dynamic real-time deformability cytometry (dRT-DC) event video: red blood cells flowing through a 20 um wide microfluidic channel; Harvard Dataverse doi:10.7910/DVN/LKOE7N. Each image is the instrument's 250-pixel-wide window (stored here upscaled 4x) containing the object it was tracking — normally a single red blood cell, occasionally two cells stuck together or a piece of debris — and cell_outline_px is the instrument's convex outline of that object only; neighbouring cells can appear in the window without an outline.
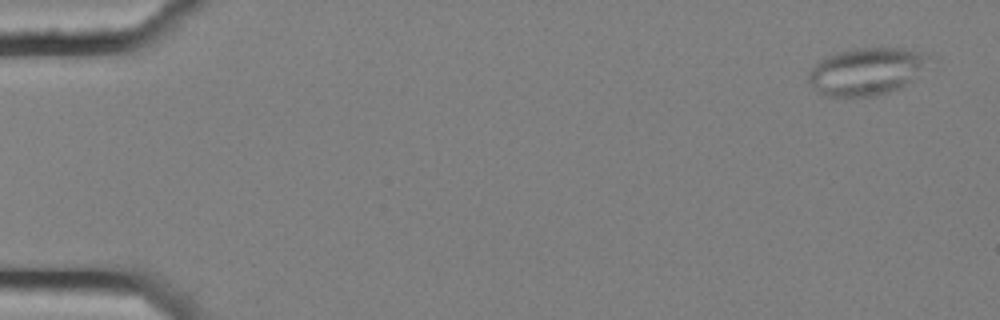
{"species": "common noctule bat (a hibernating species)", "species_latin": "Nyctalus noctula", "temperature_condition": "cold", "stored_images_in_passage": 5, "camera_frame_rate_fps": 3000, "um_per_image_px": 0.085, "animal": {"sex": "female", "body_mass_g": 25.1}, "frame": {"image": 1, "passage_image": 1, "time_ms": 0.0, "image_size_px": [1000, 320], "cell_outline_px": [[940, 56], [904, 84], [888, 92], [876, 96], [824, 96], [808, 80], [808, 72], [824, 56], [836, 52], [856, 48], [904, 48], [932, 52]], "centroid_in_image_um": [73.75, 6.01], "position_along_channel_um": 11.2, "area_um2": 33.58}}